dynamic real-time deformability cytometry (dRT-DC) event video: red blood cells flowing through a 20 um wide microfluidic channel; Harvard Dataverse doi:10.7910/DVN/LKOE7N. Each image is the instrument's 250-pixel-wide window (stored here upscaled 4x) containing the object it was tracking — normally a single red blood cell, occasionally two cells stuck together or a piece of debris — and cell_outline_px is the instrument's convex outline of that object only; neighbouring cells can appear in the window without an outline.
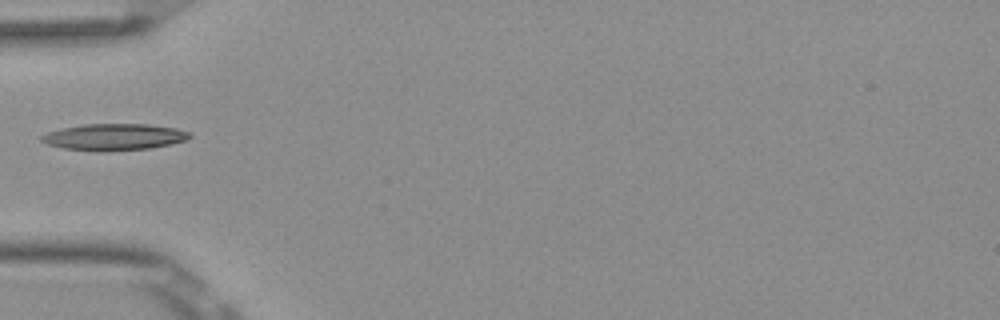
{"species": "Egyptian fruit bat (a non-hibernating species)", "species_latin": "Rousettus aegyptiacus", "temperature_condition": "room temperature", "stored_images_in_passage": 9, "camera_frame_rate_fps": 3000, "um_per_image_px": 0.085, "frame": {"image": 1, "passage_image": 1, "time_ms": 0.0, "image_size_px": [1000, 320], "cell_outline_px": [[192, 136], [188, 140], [172, 144], [152, 148], [104, 152], [100, 152], [64, 148], [48, 144], [40, 140], [40, 136], [48, 132], [64, 128], [84, 124], [148, 124], [176, 128], [188, 132]], "centroid_in_image_um": [9.73, 11.65], "position_along_channel_um": 75.3, "area_um2": 23.06}}
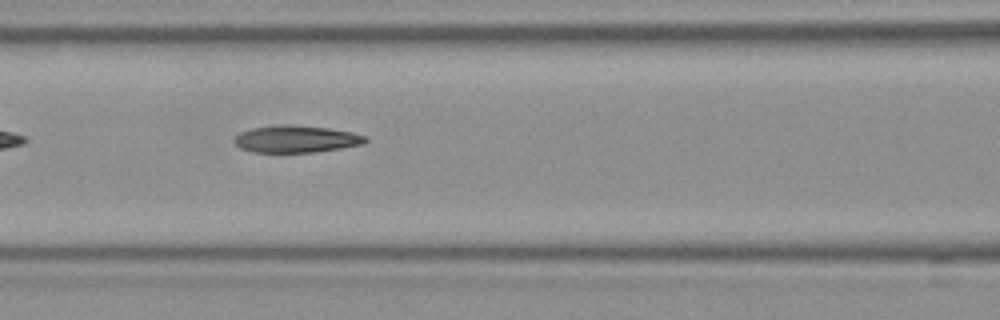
{"frame": {"image": 2, "passage_image": 6, "time_ms": 1.667, "image_size_px": [1000, 320], "cell_outline_px": [[368, 140], [364, 144], [316, 152], [252, 152], [240, 148], [232, 140], [240, 132], [252, 128], [280, 124], [292, 124], [328, 128], [352, 132], [368, 136]], "centroid_in_image_um": [25.18, 11.81], "position_along_channel_um": 141.4, "area_um2": 20.87}}